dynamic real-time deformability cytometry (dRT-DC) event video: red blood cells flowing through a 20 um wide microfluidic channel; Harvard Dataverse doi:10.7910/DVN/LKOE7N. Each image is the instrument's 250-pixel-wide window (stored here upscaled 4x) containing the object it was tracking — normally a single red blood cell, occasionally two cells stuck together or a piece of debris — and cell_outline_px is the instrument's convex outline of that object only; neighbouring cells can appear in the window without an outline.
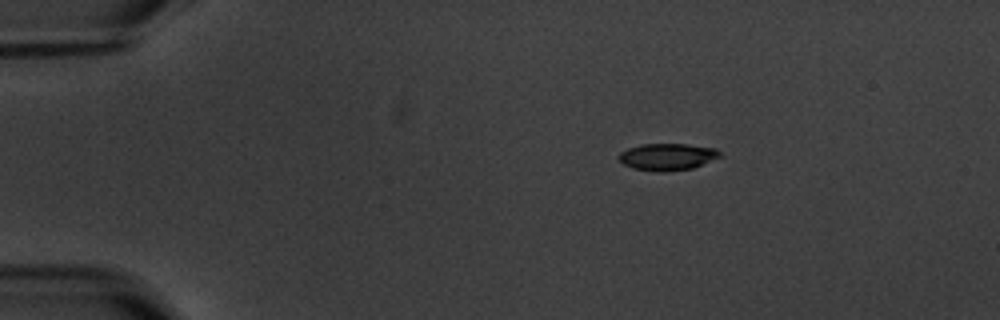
{"species": "common noctule bat (a hibernating species)", "species_latin": "Nyctalus noctula", "temperature_condition": "warm", "stored_images_in_passage": 4, "camera_frame_rate_fps": 3000, "um_per_image_px": 0.085, "animal": {"sex": "male", "body_mass_g": 20.1, "forearm_length_mm": 53.5}, "frame": {"image": 1, "passage_image": 1, "time_ms": 0.0, "image_size_px": [1000, 320], "cell_outline_px": [[724, 156], [692, 168], [664, 172], [656, 172], [632, 168], [624, 164], [616, 156], [620, 152], [628, 148], [640, 144], [688, 144], [716, 148]], "centroid_in_image_um": [56.73, 13.32], "position_along_channel_um": 28.3, "area_um2": 16.07}}
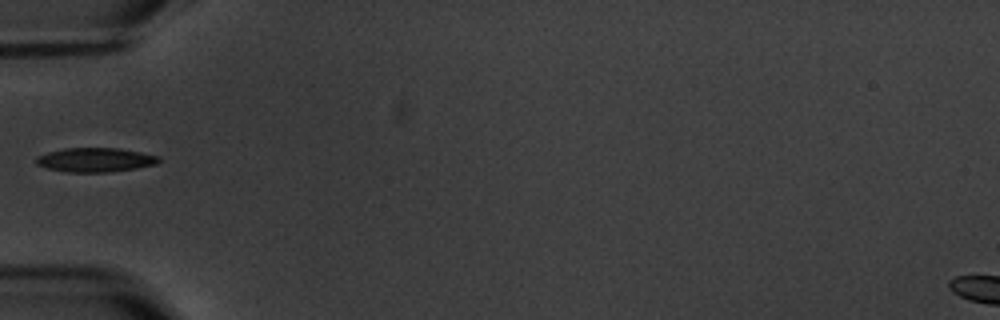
{"frame": {"image": 2, "passage_image": 4, "time_ms": 3.333, "image_size_px": [1000, 320], "cell_outline_px": [[160, 160], [156, 164], [136, 168], [108, 172], [64, 172], [48, 168], [36, 164], [36, 156], [48, 152], [64, 148], [116, 148], [140, 152], [160, 156]], "centroid_in_image_um": [8.08, 13.59], "position_along_channel_um": 76.9, "area_um2": 17.22}}